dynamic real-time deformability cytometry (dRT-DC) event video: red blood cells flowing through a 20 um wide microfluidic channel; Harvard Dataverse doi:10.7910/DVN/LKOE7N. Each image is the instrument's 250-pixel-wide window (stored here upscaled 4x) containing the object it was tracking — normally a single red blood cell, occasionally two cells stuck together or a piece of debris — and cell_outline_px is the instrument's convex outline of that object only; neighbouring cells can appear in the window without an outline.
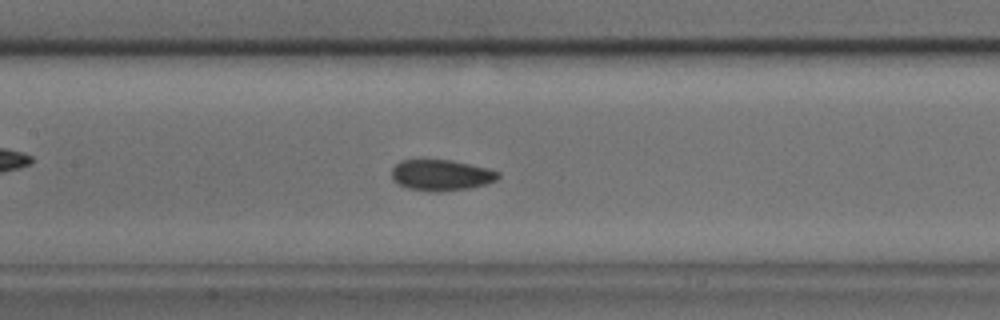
{"species": "common noctule bat (a hibernating species)", "species_latin": "Nyctalus noctula", "temperature_condition": "cold", "stored_images_in_passage": 42, "camera_frame_rate_fps": 3000, "um_per_image_px": 0.085, "animal": {"sex": "male", "body_mass_g": 17.9, "forearm_length_mm": 54.2}, "frame": {"image": 1, "passage_image": 19, "time_ms": 6.0, "image_size_px": [1000, 320], "cell_outline_px": [[500, 176], [496, 180], [484, 184], [468, 188], [436, 192], [432, 192], [408, 188], [400, 184], [392, 176], [392, 168], [400, 160], [424, 156], [452, 160], [488, 168], [500, 172]], "centroid_in_image_um": [37.47, 14.82], "position_along_channel_um": 169.9, "area_um2": 19.77}}